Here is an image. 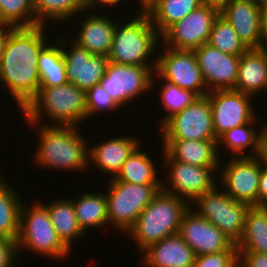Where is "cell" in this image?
I'll return each mask as SVG.
<instances>
[{
  "mask_svg": "<svg viewBox=\"0 0 267 267\" xmlns=\"http://www.w3.org/2000/svg\"><path fill=\"white\" fill-rule=\"evenodd\" d=\"M160 128L162 140H218L208 95L198 96L191 105L171 116Z\"/></svg>",
  "mask_w": 267,
  "mask_h": 267,
  "instance_id": "9c48e42d",
  "label": "cell"
},
{
  "mask_svg": "<svg viewBox=\"0 0 267 267\" xmlns=\"http://www.w3.org/2000/svg\"><path fill=\"white\" fill-rule=\"evenodd\" d=\"M256 122H248L246 124H243L238 127H234L228 131H226L224 134H222L218 138V145L220 146V143H224L225 148H227L228 152H231L233 157H256L259 153V136L260 133H257L258 131L253 128V124L255 125ZM252 125V126H251ZM250 148L251 153H245L247 148ZM253 150V151H252ZM233 153V154H232ZM249 154V155H248Z\"/></svg>",
  "mask_w": 267,
  "mask_h": 267,
  "instance_id": "d6a6232c",
  "label": "cell"
},
{
  "mask_svg": "<svg viewBox=\"0 0 267 267\" xmlns=\"http://www.w3.org/2000/svg\"><path fill=\"white\" fill-rule=\"evenodd\" d=\"M139 144H141L139 139L133 136L112 137L98 145L88 147V163L89 165L94 163L95 168L98 167L101 172L108 173L114 178Z\"/></svg>",
  "mask_w": 267,
  "mask_h": 267,
  "instance_id": "7402d4cb",
  "label": "cell"
},
{
  "mask_svg": "<svg viewBox=\"0 0 267 267\" xmlns=\"http://www.w3.org/2000/svg\"><path fill=\"white\" fill-rule=\"evenodd\" d=\"M122 3V0H86V10L96 9L95 7L104 6H116L117 4Z\"/></svg>",
  "mask_w": 267,
  "mask_h": 267,
  "instance_id": "ee69618b",
  "label": "cell"
},
{
  "mask_svg": "<svg viewBox=\"0 0 267 267\" xmlns=\"http://www.w3.org/2000/svg\"><path fill=\"white\" fill-rule=\"evenodd\" d=\"M230 0H201L202 5H206L220 11Z\"/></svg>",
  "mask_w": 267,
  "mask_h": 267,
  "instance_id": "bcb514c9",
  "label": "cell"
},
{
  "mask_svg": "<svg viewBox=\"0 0 267 267\" xmlns=\"http://www.w3.org/2000/svg\"><path fill=\"white\" fill-rule=\"evenodd\" d=\"M87 15L73 41L93 55L108 57L112 48L116 23L108 18V15H99V13Z\"/></svg>",
  "mask_w": 267,
  "mask_h": 267,
  "instance_id": "603a6c76",
  "label": "cell"
},
{
  "mask_svg": "<svg viewBox=\"0 0 267 267\" xmlns=\"http://www.w3.org/2000/svg\"><path fill=\"white\" fill-rule=\"evenodd\" d=\"M202 5L201 0H158L146 12L162 36L173 24Z\"/></svg>",
  "mask_w": 267,
  "mask_h": 267,
  "instance_id": "f1b7e54d",
  "label": "cell"
},
{
  "mask_svg": "<svg viewBox=\"0 0 267 267\" xmlns=\"http://www.w3.org/2000/svg\"><path fill=\"white\" fill-rule=\"evenodd\" d=\"M14 27L9 26V25H5V24H0V59L3 55L4 52V47H5V43L7 41V38L11 32V30Z\"/></svg>",
  "mask_w": 267,
  "mask_h": 267,
  "instance_id": "f6af8a7d",
  "label": "cell"
},
{
  "mask_svg": "<svg viewBox=\"0 0 267 267\" xmlns=\"http://www.w3.org/2000/svg\"><path fill=\"white\" fill-rule=\"evenodd\" d=\"M266 91L265 93L267 94V83H266V86L264 87V90L263 92ZM266 98H267V95H266Z\"/></svg>",
  "mask_w": 267,
  "mask_h": 267,
  "instance_id": "681fc988",
  "label": "cell"
},
{
  "mask_svg": "<svg viewBox=\"0 0 267 267\" xmlns=\"http://www.w3.org/2000/svg\"><path fill=\"white\" fill-rule=\"evenodd\" d=\"M140 147L139 144L133 150L113 179L140 185H162L155 163Z\"/></svg>",
  "mask_w": 267,
  "mask_h": 267,
  "instance_id": "4316f807",
  "label": "cell"
},
{
  "mask_svg": "<svg viewBox=\"0 0 267 267\" xmlns=\"http://www.w3.org/2000/svg\"><path fill=\"white\" fill-rule=\"evenodd\" d=\"M138 13L123 26L116 24L108 59L110 62L123 65L156 67L157 59L152 62L148 60L157 51L161 36L151 23L148 14L139 11Z\"/></svg>",
  "mask_w": 267,
  "mask_h": 267,
  "instance_id": "5b68a950",
  "label": "cell"
},
{
  "mask_svg": "<svg viewBox=\"0 0 267 267\" xmlns=\"http://www.w3.org/2000/svg\"><path fill=\"white\" fill-rule=\"evenodd\" d=\"M155 69L156 67L123 65L109 61L100 84L121 108L156 87L154 84L157 82L152 77Z\"/></svg>",
  "mask_w": 267,
  "mask_h": 267,
  "instance_id": "8fae6325",
  "label": "cell"
},
{
  "mask_svg": "<svg viewBox=\"0 0 267 267\" xmlns=\"http://www.w3.org/2000/svg\"><path fill=\"white\" fill-rule=\"evenodd\" d=\"M267 125V124H266ZM263 126L261 130H259V153L258 158L259 160L267 165V126Z\"/></svg>",
  "mask_w": 267,
  "mask_h": 267,
  "instance_id": "7bdbcfd3",
  "label": "cell"
},
{
  "mask_svg": "<svg viewBox=\"0 0 267 267\" xmlns=\"http://www.w3.org/2000/svg\"><path fill=\"white\" fill-rule=\"evenodd\" d=\"M262 4L252 0H230L220 11L248 49H258Z\"/></svg>",
  "mask_w": 267,
  "mask_h": 267,
  "instance_id": "d6986e66",
  "label": "cell"
},
{
  "mask_svg": "<svg viewBox=\"0 0 267 267\" xmlns=\"http://www.w3.org/2000/svg\"><path fill=\"white\" fill-rule=\"evenodd\" d=\"M208 92L235 89L240 56L221 52L206 43L194 50Z\"/></svg>",
  "mask_w": 267,
  "mask_h": 267,
  "instance_id": "e0dca14e",
  "label": "cell"
},
{
  "mask_svg": "<svg viewBox=\"0 0 267 267\" xmlns=\"http://www.w3.org/2000/svg\"><path fill=\"white\" fill-rule=\"evenodd\" d=\"M260 50L267 51V5L261 7V19H260Z\"/></svg>",
  "mask_w": 267,
  "mask_h": 267,
  "instance_id": "b9f144b4",
  "label": "cell"
},
{
  "mask_svg": "<svg viewBox=\"0 0 267 267\" xmlns=\"http://www.w3.org/2000/svg\"><path fill=\"white\" fill-rule=\"evenodd\" d=\"M238 262V249H227L222 252L196 256L193 267H238Z\"/></svg>",
  "mask_w": 267,
  "mask_h": 267,
  "instance_id": "74e56055",
  "label": "cell"
},
{
  "mask_svg": "<svg viewBox=\"0 0 267 267\" xmlns=\"http://www.w3.org/2000/svg\"><path fill=\"white\" fill-rule=\"evenodd\" d=\"M218 15L217 9L201 5L173 24L161 36V43L176 50L194 51L209 42L212 25Z\"/></svg>",
  "mask_w": 267,
  "mask_h": 267,
  "instance_id": "4fadbf2b",
  "label": "cell"
},
{
  "mask_svg": "<svg viewBox=\"0 0 267 267\" xmlns=\"http://www.w3.org/2000/svg\"><path fill=\"white\" fill-rule=\"evenodd\" d=\"M193 206L191 204L183 215L179 235L191 247L195 256L238 249L215 225L194 211Z\"/></svg>",
  "mask_w": 267,
  "mask_h": 267,
  "instance_id": "2e32d148",
  "label": "cell"
},
{
  "mask_svg": "<svg viewBox=\"0 0 267 267\" xmlns=\"http://www.w3.org/2000/svg\"><path fill=\"white\" fill-rule=\"evenodd\" d=\"M100 193L87 192L72 199L79 226L85 233L89 228H103L108 224L106 194Z\"/></svg>",
  "mask_w": 267,
  "mask_h": 267,
  "instance_id": "f546056e",
  "label": "cell"
},
{
  "mask_svg": "<svg viewBox=\"0 0 267 267\" xmlns=\"http://www.w3.org/2000/svg\"><path fill=\"white\" fill-rule=\"evenodd\" d=\"M0 24L34 27V0H0Z\"/></svg>",
  "mask_w": 267,
  "mask_h": 267,
  "instance_id": "e575fe53",
  "label": "cell"
},
{
  "mask_svg": "<svg viewBox=\"0 0 267 267\" xmlns=\"http://www.w3.org/2000/svg\"><path fill=\"white\" fill-rule=\"evenodd\" d=\"M219 173L220 185L236 201L258 206L261 161L256 157H232ZM222 182V183H221Z\"/></svg>",
  "mask_w": 267,
  "mask_h": 267,
  "instance_id": "9a60e30c",
  "label": "cell"
},
{
  "mask_svg": "<svg viewBox=\"0 0 267 267\" xmlns=\"http://www.w3.org/2000/svg\"><path fill=\"white\" fill-rule=\"evenodd\" d=\"M238 267H267V254L258 252H238Z\"/></svg>",
  "mask_w": 267,
  "mask_h": 267,
  "instance_id": "ab89813d",
  "label": "cell"
},
{
  "mask_svg": "<svg viewBox=\"0 0 267 267\" xmlns=\"http://www.w3.org/2000/svg\"><path fill=\"white\" fill-rule=\"evenodd\" d=\"M24 203V205H23ZM20 209L17 250L28 248L39 255L57 260L69 257L71 250L58 237L47 208L36 202L28 208L25 202Z\"/></svg>",
  "mask_w": 267,
  "mask_h": 267,
  "instance_id": "8992f818",
  "label": "cell"
},
{
  "mask_svg": "<svg viewBox=\"0 0 267 267\" xmlns=\"http://www.w3.org/2000/svg\"><path fill=\"white\" fill-rule=\"evenodd\" d=\"M208 44L234 56H241L248 50L232 25L220 14L213 22Z\"/></svg>",
  "mask_w": 267,
  "mask_h": 267,
  "instance_id": "836d02e7",
  "label": "cell"
},
{
  "mask_svg": "<svg viewBox=\"0 0 267 267\" xmlns=\"http://www.w3.org/2000/svg\"><path fill=\"white\" fill-rule=\"evenodd\" d=\"M55 43V45H54ZM40 87H54L67 83L66 65L62 50V37L47 44L38 56Z\"/></svg>",
  "mask_w": 267,
  "mask_h": 267,
  "instance_id": "83f0119b",
  "label": "cell"
},
{
  "mask_svg": "<svg viewBox=\"0 0 267 267\" xmlns=\"http://www.w3.org/2000/svg\"><path fill=\"white\" fill-rule=\"evenodd\" d=\"M87 118L99 113L119 110V106L99 83L86 91Z\"/></svg>",
  "mask_w": 267,
  "mask_h": 267,
  "instance_id": "8d00e7d4",
  "label": "cell"
},
{
  "mask_svg": "<svg viewBox=\"0 0 267 267\" xmlns=\"http://www.w3.org/2000/svg\"><path fill=\"white\" fill-rule=\"evenodd\" d=\"M252 1H255V2H258L260 4H263L266 0H252Z\"/></svg>",
  "mask_w": 267,
  "mask_h": 267,
  "instance_id": "c3c4849f",
  "label": "cell"
},
{
  "mask_svg": "<svg viewBox=\"0 0 267 267\" xmlns=\"http://www.w3.org/2000/svg\"><path fill=\"white\" fill-rule=\"evenodd\" d=\"M142 254L144 267H193L196 257L179 234L152 244Z\"/></svg>",
  "mask_w": 267,
  "mask_h": 267,
  "instance_id": "ffe728a7",
  "label": "cell"
},
{
  "mask_svg": "<svg viewBox=\"0 0 267 267\" xmlns=\"http://www.w3.org/2000/svg\"><path fill=\"white\" fill-rule=\"evenodd\" d=\"M266 83L267 51L248 49L240 56L234 90L254 97L256 93H262Z\"/></svg>",
  "mask_w": 267,
  "mask_h": 267,
  "instance_id": "cb8c5ba5",
  "label": "cell"
},
{
  "mask_svg": "<svg viewBox=\"0 0 267 267\" xmlns=\"http://www.w3.org/2000/svg\"><path fill=\"white\" fill-rule=\"evenodd\" d=\"M258 206L267 207V165L262 162L258 186Z\"/></svg>",
  "mask_w": 267,
  "mask_h": 267,
  "instance_id": "60d3db41",
  "label": "cell"
},
{
  "mask_svg": "<svg viewBox=\"0 0 267 267\" xmlns=\"http://www.w3.org/2000/svg\"><path fill=\"white\" fill-rule=\"evenodd\" d=\"M45 25L13 28L0 59V83L22 111L40 88L38 56L48 44Z\"/></svg>",
  "mask_w": 267,
  "mask_h": 267,
  "instance_id": "6da1fadb",
  "label": "cell"
},
{
  "mask_svg": "<svg viewBox=\"0 0 267 267\" xmlns=\"http://www.w3.org/2000/svg\"><path fill=\"white\" fill-rule=\"evenodd\" d=\"M162 88H160L162 105L167 109L166 116L164 115L163 120L160 122V127L174 114L179 113L188 105H191L196 98L197 94L194 92L182 89L175 84L163 81Z\"/></svg>",
  "mask_w": 267,
  "mask_h": 267,
  "instance_id": "d590c367",
  "label": "cell"
},
{
  "mask_svg": "<svg viewBox=\"0 0 267 267\" xmlns=\"http://www.w3.org/2000/svg\"><path fill=\"white\" fill-rule=\"evenodd\" d=\"M190 204L181 197L160 190L142 211L127 235L135 240L139 252L162 239L179 234L180 225Z\"/></svg>",
  "mask_w": 267,
  "mask_h": 267,
  "instance_id": "277c9868",
  "label": "cell"
},
{
  "mask_svg": "<svg viewBox=\"0 0 267 267\" xmlns=\"http://www.w3.org/2000/svg\"><path fill=\"white\" fill-rule=\"evenodd\" d=\"M218 140H162L163 148L174 160L209 167L215 172L221 165Z\"/></svg>",
  "mask_w": 267,
  "mask_h": 267,
  "instance_id": "44dd1931",
  "label": "cell"
},
{
  "mask_svg": "<svg viewBox=\"0 0 267 267\" xmlns=\"http://www.w3.org/2000/svg\"><path fill=\"white\" fill-rule=\"evenodd\" d=\"M43 205L47 208L58 237L71 250L72 241L85 235L76 218L72 199L61 198Z\"/></svg>",
  "mask_w": 267,
  "mask_h": 267,
  "instance_id": "484cf974",
  "label": "cell"
},
{
  "mask_svg": "<svg viewBox=\"0 0 267 267\" xmlns=\"http://www.w3.org/2000/svg\"><path fill=\"white\" fill-rule=\"evenodd\" d=\"M31 128L41 126L34 161L39 167L80 171L89 167V148L77 126L41 125L28 122ZM52 167V168H51ZM87 167V168H86Z\"/></svg>",
  "mask_w": 267,
  "mask_h": 267,
  "instance_id": "7a4b0ae2",
  "label": "cell"
},
{
  "mask_svg": "<svg viewBox=\"0 0 267 267\" xmlns=\"http://www.w3.org/2000/svg\"><path fill=\"white\" fill-rule=\"evenodd\" d=\"M219 188L216 184L211 190L200 195L193 202L196 209L199 208L194 211L237 244L243 235L245 215L250 206L234 200Z\"/></svg>",
  "mask_w": 267,
  "mask_h": 267,
  "instance_id": "ba28073f",
  "label": "cell"
},
{
  "mask_svg": "<svg viewBox=\"0 0 267 267\" xmlns=\"http://www.w3.org/2000/svg\"><path fill=\"white\" fill-rule=\"evenodd\" d=\"M207 95L217 138L234 127L257 121L256 111L254 112L251 104L253 96L234 89L214 90L208 92Z\"/></svg>",
  "mask_w": 267,
  "mask_h": 267,
  "instance_id": "5bb4252c",
  "label": "cell"
},
{
  "mask_svg": "<svg viewBox=\"0 0 267 267\" xmlns=\"http://www.w3.org/2000/svg\"><path fill=\"white\" fill-rule=\"evenodd\" d=\"M106 192L108 225L127 232L138 216L162 190V185H140L110 178Z\"/></svg>",
  "mask_w": 267,
  "mask_h": 267,
  "instance_id": "52a82bcc",
  "label": "cell"
},
{
  "mask_svg": "<svg viewBox=\"0 0 267 267\" xmlns=\"http://www.w3.org/2000/svg\"><path fill=\"white\" fill-rule=\"evenodd\" d=\"M17 254V242L0 237V267H15Z\"/></svg>",
  "mask_w": 267,
  "mask_h": 267,
  "instance_id": "f35d334b",
  "label": "cell"
},
{
  "mask_svg": "<svg viewBox=\"0 0 267 267\" xmlns=\"http://www.w3.org/2000/svg\"><path fill=\"white\" fill-rule=\"evenodd\" d=\"M164 168H169V184L162 183V190L169 194L186 199L192 203L206 191L211 190L216 182L213 176L215 171L209 167L190 165L174 160L164 149H162ZM214 172V173H213ZM214 174V175H213ZM214 178V179H213ZM168 186V188H167Z\"/></svg>",
  "mask_w": 267,
  "mask_h": 267,
  "instance_id": "7c38bea8",
  "label": "cell"
},
{
  "mask_svg": "<svg viewBox=\"0 0 267 267\" xmlns=\"http://www.w3.org/2000/svg\"><path fill=\"white\" fill-rule=\"evenodd\" d=\"M34 10L35 26H46L48 21L60 24L86 11V0H34Z\"/></svg>",
  "mask_w": 267,
  "mask_h": 267,
  "instance_id": "1f68e13d",
  "label": "cell"
},
{
  "mask_svg": "<svg viewBox=\"0 0 267 267\" xmlns=\"http://www.w3.org/2000/svg\"><path fill=\"white\" fill-rule=\"evenodd\" d=\"M42 113L54 122L50 121L47 125L78 127L87 120L86 91L70 82L60 86L40 87L21 114L27 122L40 124Z\"/></svg>",
  "mask_w": 267,
  "mask_h": 267,
  "instance_id": "3957f363",
  "label": "cell"
},
{
  "mask_svg": "<svg viewBox=\"0 0 267 267\" xmlns=\"http://www.w3.org/2000/svg\"><path fill=\"white\" fill-rule=\"evenodd\" d=\"M62 36V50L66 65L67 81L87 91L99 84L105 75L109 59L102 55H93L85 48L71 42L70 50L65 49L69 43Z\"/></svg>",
  "mask_w": 267,
  "mask_h": 267,
  "instance_id": "ac0fdd59",
  "label": "cell"
},
{
  "mask_svg": "<svg viewBox=\"0 0 267 267\" xmlns=\"http://www.w3.org/2000/svg\"><path fill=\"white\" fill-rule=\"evenodd\" d=\"M1 174V173H0ZM0 175V237L17 240L20 209L24 200Z\"/></svg>",
  "mask_w": 267,
  "mask_h": 267,
  "instance_id": "4dcf8cb0",
  "label": "cell"
},
{
  "mask_svg": "<svg viewBox=\"0 0 267 267\" xmlns=\"http://www.w3.org/2000/svg\"><path fill=\"white\" fill-rule=\"evenodd\" d=\"M236 246L238 252L267 254V207H249L245 215L244 232Z\"/></svg>",
  "mask_w": 267,
  "mask_h": 267,
  "instance_id": "d4e9b609",
  "label": "cell"
},
{
  "mask_svg": "<svg viewBox=\"0 0 267 267\" xmlns=\"http://www.w3.org/2000/svg\"><path fill=\"white\" fill-rule=\"evenodd\" d=\"M158 0H139L141 7V12H147L149 8L154 5Z\"/></svg>",
  "mask_w": 267,
  "mask_h": 267,
  "instance_id": "7dc6e473",
  "label": "cell"
},
{
  "mask_svg": "<svg viewBox=\"0 0 267 267\" xmlns=\"http://www.w3.org/2000/svg\"><path fill=\"white\" fill-rule=\"evenodd\" d=\"M162 47V55L155 57L157 65L153 79L175 84L198 96L207 95V86L194 51L176 50L163 45Z\"/></svg>",
  "mask_w": 267,
  "mask_h": 267,
  "instance_id": "30bf717a",
  "label": "cell"
}]
</instances>
